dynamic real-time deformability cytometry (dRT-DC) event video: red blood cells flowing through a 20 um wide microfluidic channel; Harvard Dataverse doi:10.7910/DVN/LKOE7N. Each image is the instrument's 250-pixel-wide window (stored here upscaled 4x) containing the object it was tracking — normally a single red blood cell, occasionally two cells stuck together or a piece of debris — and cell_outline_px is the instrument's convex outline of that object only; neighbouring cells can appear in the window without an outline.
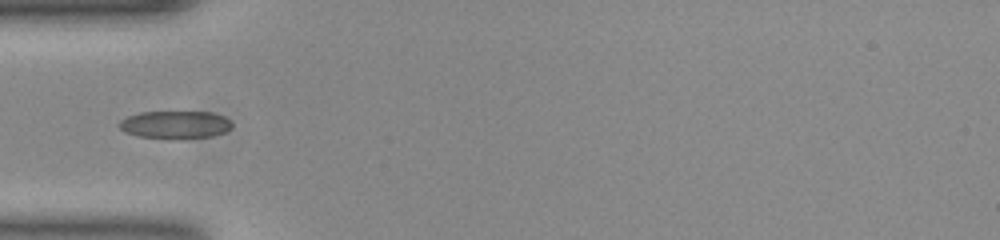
{"species": "common noctule bat (a hibernating species)", "species_latin": "Nyctalus noctula", "temperature_condition": "room temperature", "stored_images_in_passage": 37, "camera_frame_rate_fps": 3000, "um_per_image_px": 0.085, "animal": {"sex": "female", "body_mass_g": 23.0, "forearm_length_mm": 53.4}, "frame": {"image": 1, "passage_image": 1, "time_ms": 0.0, "image_size_px": [1000, 240], "cell_outline_px": [[232, 128], [224, 132], [212, 136], [172, 140], [168, 140], [136, 136], [124, 132], [116, 124], [120, 120], [128, 116], [140, 112], [212, 112], [224, 116], [232, 124]], "centroid_in_image_um": [14.85, 10.62], "position_along_channel_um": 70.2, "area_um2": 18.67}}
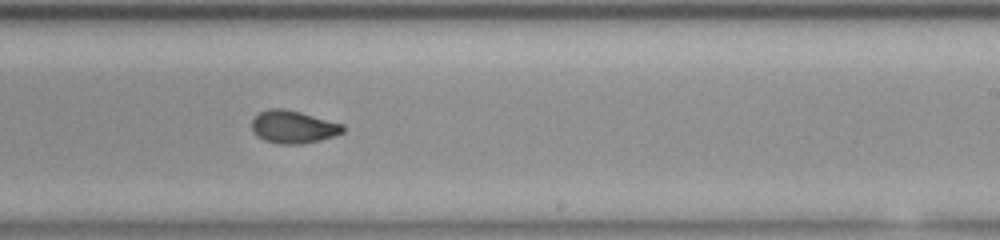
{"frame": {"image": 2, "passage_image": 16, "time_ms": 5.0, "image_size_px": [1000, 240], "cell_outline_px": [[344, 132], [320, 140], [304, 144], [280, 144], [264, 140], [256, 136], [252, 132], [252, 120], [260, 112], [272, 108], [284, 108], [300, 112], [344, 124]], "centroid_in_image_um": [24.91, 10.79], "position_along_channel_um": 264.1, "area_um2": 17.4}}
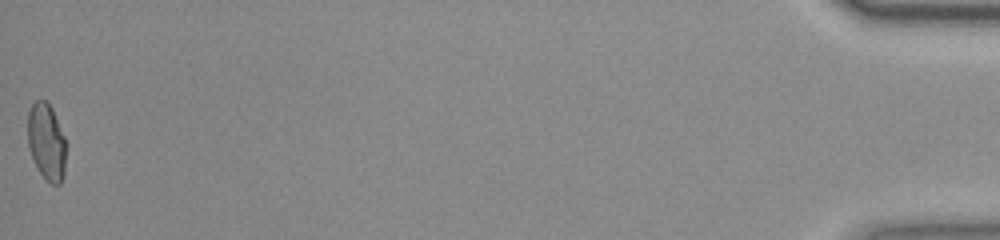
{"frame": {"image": 3, "passage_image": 37, "time_ms": 12.0, "image_size_px": [1000, 240], "cell_outline_px": [[64, 176], [60, 184], [52, 184], [36, 168], [28, 144], [28, 112], [32, 104], [36, 100], [44, 100], [52, 108], [64, 136]], "centroid_in_image_um": [3.93, 12.04], "position_along_channel_um": 431.3, "area_um2": 16.76}}